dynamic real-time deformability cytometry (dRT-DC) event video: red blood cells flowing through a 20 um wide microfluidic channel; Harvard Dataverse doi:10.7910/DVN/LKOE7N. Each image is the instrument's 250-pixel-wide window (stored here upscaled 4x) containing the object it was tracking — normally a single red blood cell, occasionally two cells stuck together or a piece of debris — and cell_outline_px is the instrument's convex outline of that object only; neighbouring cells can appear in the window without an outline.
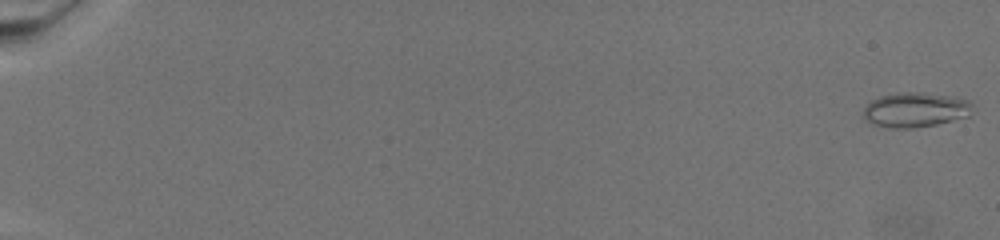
{"species": "common noctule bat (a hibernating species)", "species_latin": "Nyctalus noctula", "temperature_condition": "warm", "stored_images_in_passage": 73, "camera_frame_rate_fps": 3000, "um_per_image_px": 0.085, "animal": {"sex": "female", "body_mass_g": 19.5, "forearm_length_mm": 54.1}, "frame": {"image": 1, "passage_image": 1, "time_ms": 0.0, "image_size_px": [1000, 240], "cell_outline_px": [[972, 104], [968, 116], [936, 124], [912, 128], [892, 128], [876, 124], [868, 120], [864, 116], [864, 108], [872, 100], [880, 96], [904, 92], [924, 92], [948, 96], [968, 100]], "centroid_in_image_um": [77.81, 9.32], "position_along_channel_um": 7.2, "area_um2": 21.62}}
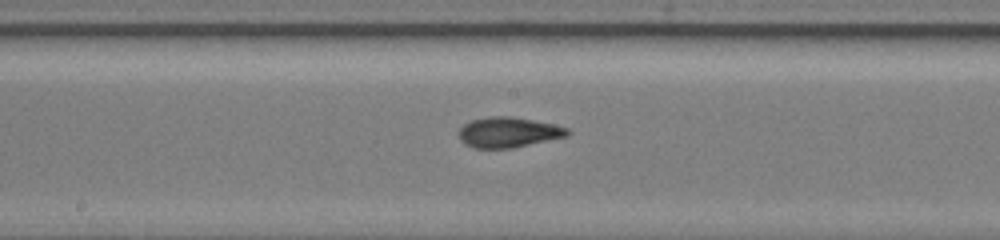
{"frame": {"image": 2, "passage_image": 43, "time_ms": 14.0, "image_size_px": [1000, 240], "cell_outline_px": [[572, 132], [568, 136], [512, 148], [472, 148], [464, 144], [460, 140], [460, 128], [464, 124], [472, 120], [488, 116], [512, 116], [552, 124], [568, 128]], "centroid_in_image_um": [43.21, 11.25], "position_along_channel_um": 205.0, "area_um2": 19.19}}
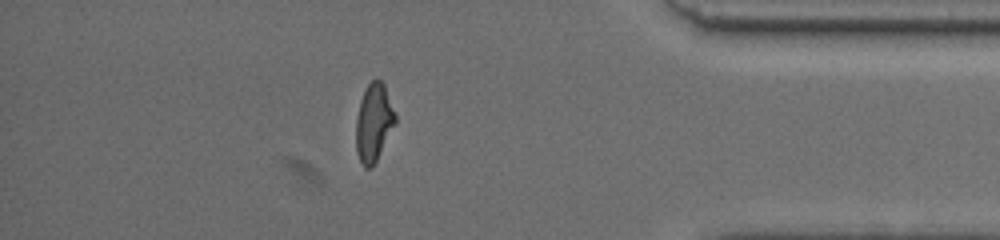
{"frame": {"image": 3, "passage_image": 65, "time_ms": 21.333, "image_size_px": [1000, 240], "cell_outline_px": [[396, 120], [372, 168], [364, 168], [356, 152], [356, 120], [360, 100], [368, 84], [376, 76], [384, 84], [396, 116]], "centroid_in_image_um": [31.75, 10.4], "position_along_channel_um": 403.5, "area_um2": 17.51}}